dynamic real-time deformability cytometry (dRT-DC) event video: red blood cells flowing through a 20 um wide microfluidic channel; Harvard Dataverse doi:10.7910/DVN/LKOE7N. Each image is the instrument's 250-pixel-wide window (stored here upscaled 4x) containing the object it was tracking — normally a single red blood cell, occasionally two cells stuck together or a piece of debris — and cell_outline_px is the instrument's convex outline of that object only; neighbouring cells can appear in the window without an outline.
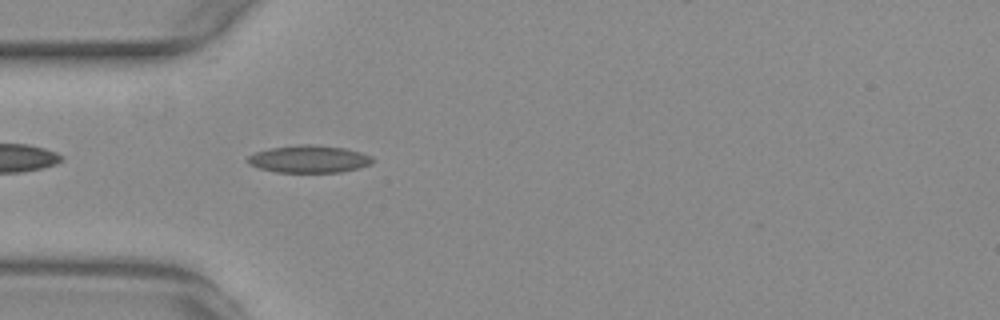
{"species": "common noctule bat (a hibernating species)", "species_latin": "Nyctalus noctula", "temperature_condition": "warm", "stored_images_in_passage": 41, "camera_frame_rate_fps": 3000, "um_per_image_px": 0.085, "animal": {"sex": "female", "body_mass_g": 29.2, "forearm_length_mm": 56.3}, "frame": {"image": 1, "passage_image": 3, "time_ms": 0.667, "image_size_px": [1000, 320], "cell_outline_px": [[376, 160], [372, 164], [360, 168], [340, 172], [276, 172], [260, 168], [248, 164], [248, 156], [256, 152], [272, 148], [300, 144], [308, 144], [344, 148], [360, 152], [372, 156]], "centroid_in_image_um": [26.32, 13.52], "position_along_channel_um": 58.7, "area_um2": 19.88}}
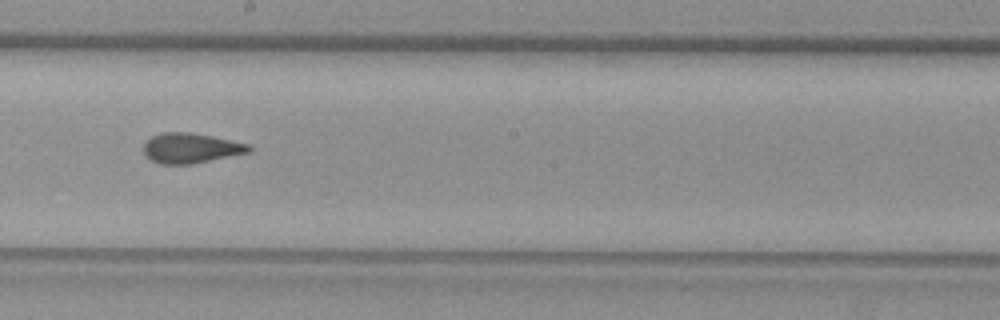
{"frame": {"image": 2, "passage_image": 17, "time_ms": 5.333, "image_size_px": [1000, 320], "cell_outline_px": [[252, 152], [192, 164], [160, 164], [144, 156], [144, 144], [152, 136], [160, 132], [188, 132], [212, 136], [248, 144], [252, 148]], "centroid_in_image_um": [16.22, 12.59], "position_along_channel_um": 232.0, "area_um2": 18.5}}
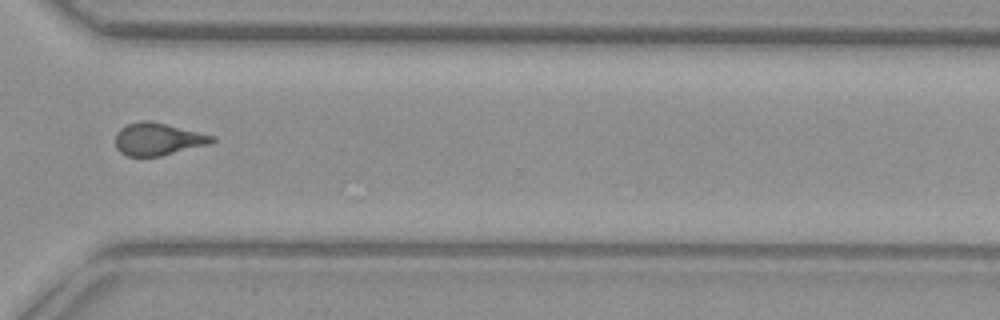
{"frame": {"image": 3, "passage_image": 27, "time_ms": 8.667, "image_size_px": [1000, 320], "cell_outline_px": [[216, 140], [212, 144], [160, 156], [128, 156], [120, 152], [116, 148], [116, 132], [120, 128], [128, 124], [140, 120], [148, 120], [216, 136]], "centroid_in_image_um": [13.44, 11.83], "position_along_channel_um": 357.2, "area_um2": 18.32}, "authors_computed_cell_mechanics": {"area_um2": 18.3226, "velocity_mm_per_s": 3.756, "shape_relaxation_time_tau1_ms": null, "shape_relaxation_time_tau2_ms": 1.8656, "deformation_change_tau1": null, "deformation_change_tau2": 0.077}}